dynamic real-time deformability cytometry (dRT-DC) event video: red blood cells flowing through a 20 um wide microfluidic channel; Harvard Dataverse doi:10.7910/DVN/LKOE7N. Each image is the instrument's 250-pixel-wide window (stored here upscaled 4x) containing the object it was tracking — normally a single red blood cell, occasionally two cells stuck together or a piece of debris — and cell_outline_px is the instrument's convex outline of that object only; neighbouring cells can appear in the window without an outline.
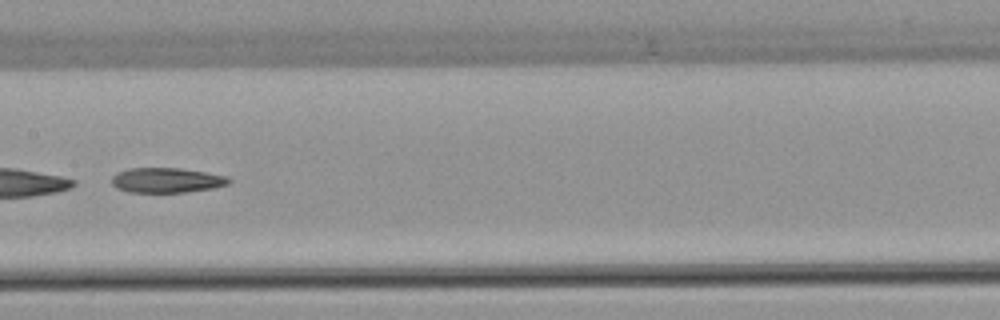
{"species": "common noctule bat (a hibernating species)", "species_latin": "Nyctalus noctula", "temperature_condition": "warm", "stored_images_in_passage": 7, "camera_frame_rate_fps": 3000, "um_per_image_px": 0.085, "animal": {"sex": "female", "body_mass_g": 22.7, "forearm_length_mm": 54.2}, "frame": {"image": 1, "passage_image": 6, "time_ms": 7.333, "image_size_px": [1000, 320], "cell_outline_px": [[232, 180], [228, 184], [212, 188], [184, 192], [128, 192], [116, 188], [112, 184], [112, 176], [116, 172], [128, 168], [180, 168], [228, 176]], "centroid_in_image_um": [14.14, 15.31], "position_along_channel_um": 193.3, "area_um2": 17.05}}
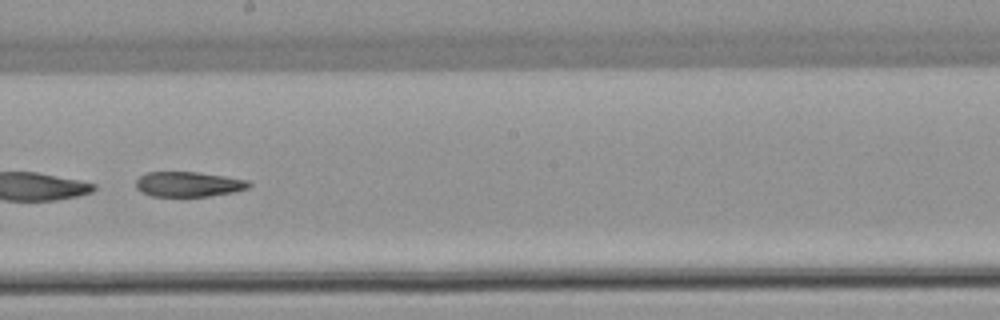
{"frame": {"image": 2, "passage_image": 7, "time_ms": 8.333, "image_size_px": [1000, 320], "cell_outline_px": [[252, 184], [248, 188], [236, 192], [208, 196], [152, 196], [140, 192], [136, 188], [136, 180], [140, 176], [148, 172], [196, 172], [224, 176], [248, 180]], "centroid_in_image_um": [16.03, 15.66], "position_along_channel_um": 232.2, "area_um2": 16.53}}